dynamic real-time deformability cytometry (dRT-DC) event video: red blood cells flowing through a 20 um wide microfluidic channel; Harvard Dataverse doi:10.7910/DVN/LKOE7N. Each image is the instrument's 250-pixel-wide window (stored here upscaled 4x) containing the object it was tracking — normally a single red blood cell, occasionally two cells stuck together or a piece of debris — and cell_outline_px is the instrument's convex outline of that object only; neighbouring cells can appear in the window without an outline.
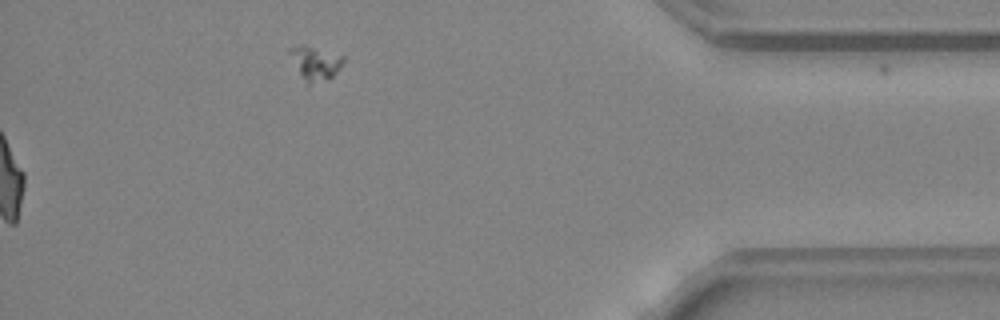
{"species": "common noctule bat (a hibernating species)", "species_latin": "Nyctalus noctula", "temperature_condition": "warm", "stored_images_in_passage": 49, "segment_of_instrument_passage": [2, 2], "camera_frame_rate_fps": 3000, "um_per_image_px": 0.085, "animal": {"sex": "female", "body_mass_g": 24.6, "forearm_length_mm": 56.2}, "frame": {"image": 1, "passage_image": 49, "time_ms": 16.0, "image_size_px": [1000, 320], "cell_outline_px": [[344, 60], [340, 68], [328, 80], [308, 84], [300, 72], [288, 52], [288, 48], [300, 44], [304, 44], [344, 56]], "centroid_in_image_um": [26.81, 5.33], "position_along_channel_um": 408.4, "area_um2": 10.29}}